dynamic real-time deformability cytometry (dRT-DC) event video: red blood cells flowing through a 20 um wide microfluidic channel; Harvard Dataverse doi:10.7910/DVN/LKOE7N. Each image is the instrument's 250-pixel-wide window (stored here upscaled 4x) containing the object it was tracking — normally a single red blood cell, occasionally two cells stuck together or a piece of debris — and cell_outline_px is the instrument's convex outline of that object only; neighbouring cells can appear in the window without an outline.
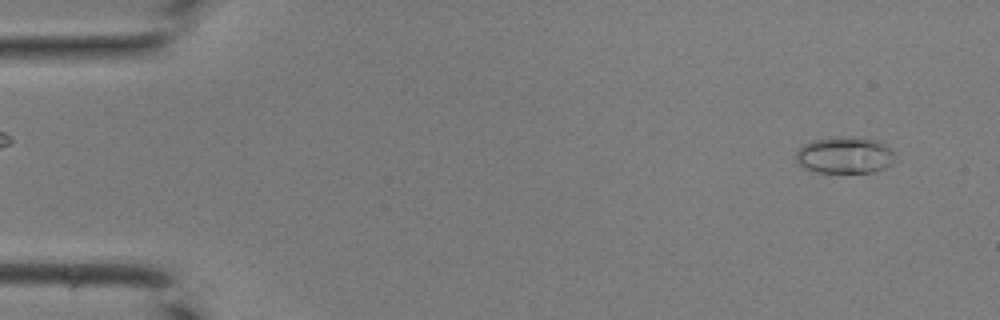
{"species": "common noctule bat (a hibernating species)", "species_latin": "Nyctalus noctula", "temperature_condition": "room temperature", "stored_images_in_passage": 14, "camera_frame_rate_fps": 3000, "um_per_image_px": 0.085, "animal": {"sex": "male", "body_mass_g": 19.0, "forearm_length_mm": 50.8}, "frame": {"image": 1, "passage_image": 3, "time_ms": 0.667, "image_size_px": [1000, 320], "cell_outline_px": [[892, 164], [876, 172], [816, 172], [804, 168], [796, 160], [796, 148], [812, 140], [836, 136], [864, 136], [880, 140], [892, 152]], "centroid_in_image_um": [71.78, 13.16], "position_along_channel_um": 13.2, "area_um2": 21.5}}